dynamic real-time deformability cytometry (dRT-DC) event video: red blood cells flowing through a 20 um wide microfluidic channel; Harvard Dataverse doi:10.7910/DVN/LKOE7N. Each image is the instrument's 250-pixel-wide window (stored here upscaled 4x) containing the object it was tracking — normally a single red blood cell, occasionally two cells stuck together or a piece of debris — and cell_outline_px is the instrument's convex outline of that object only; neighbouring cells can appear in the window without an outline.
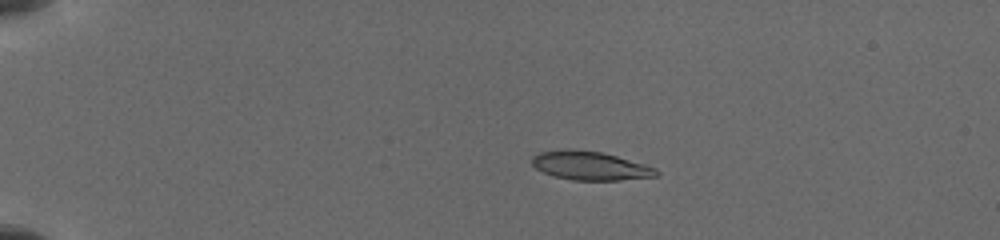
{"species": "common noctule bat (a hibernating species)", "species_latin": "Nyctalus noctula", "temperature_condition": "cold", "stored_images_in_passage": 33, "camera_frame_rate_fps": 3000, "um_per_image_px": 0.085, "animal": {"sex": "female", "body_mass_g": 19.5, "forearm_length_mm": 54.1}, "frame": {"image": 1, "passage_image": 4, "time_ms": 1.667, "image_size_px": [1000, 240], "cell_outline_px": [[660, 172], [656, 176], [620, 180], [572, 180], [552, 176], [536, 168], [532, 164], [532, 156], [540, 152], [568, 148], [600, 152], [616, 156], [644, 164], [656, 168]], "centroid_in_image_um": [50.14, 14.08], "position_along_channel_um": 34.9, "area_um2": 20.75}}
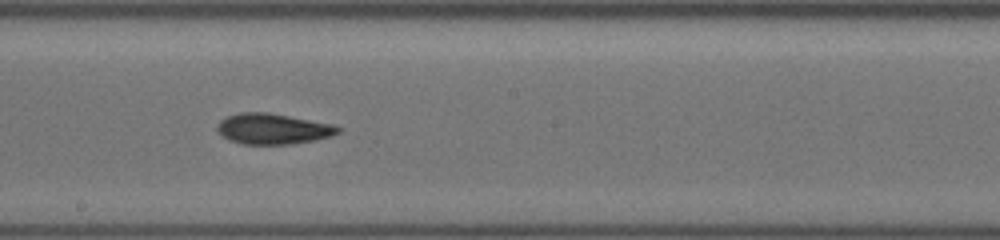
{"frame": {"image": 2, "passage_image": 18, "time_ms": 8.333, "image_size_px": [1000, 240], "cell_outline_px": [[340, 132], [332, 136], [316, 140], [288, 144], [244, 144], [228, 140], [216, 132], [216, 124], [220, 120], [228, 116], [240, 112], [268, 112], [332, 124], [340, 128]], "centroid_in_image_um": [23.15, 10.95], "position_along_channel_um": 225.0, "area_um2": 21.68}}
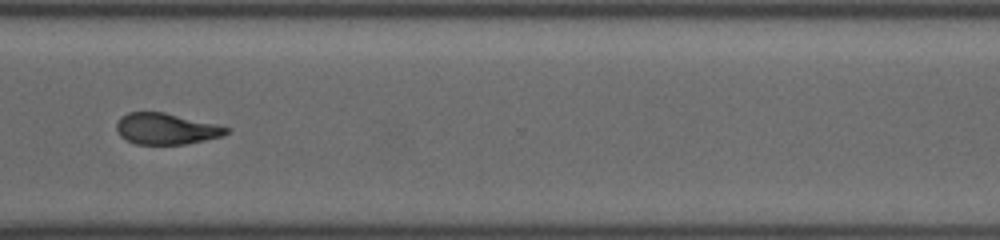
{"frame": {"image": 3, "passage_image": 32, "time_ms": 11.667, "image_size_px": [1000, 240], "cell_outline_px": [[232, 128], [224, 136], [184, 144], [136, 144], [120, 136], [116, 128], [116, 124], [120, 116], [128, 112], [164, 112], [216, 124]], "centroid_in_image_um": [14.12, 10.94], "position_along_channel_um": 356.5, "area_um2": 19.94}}